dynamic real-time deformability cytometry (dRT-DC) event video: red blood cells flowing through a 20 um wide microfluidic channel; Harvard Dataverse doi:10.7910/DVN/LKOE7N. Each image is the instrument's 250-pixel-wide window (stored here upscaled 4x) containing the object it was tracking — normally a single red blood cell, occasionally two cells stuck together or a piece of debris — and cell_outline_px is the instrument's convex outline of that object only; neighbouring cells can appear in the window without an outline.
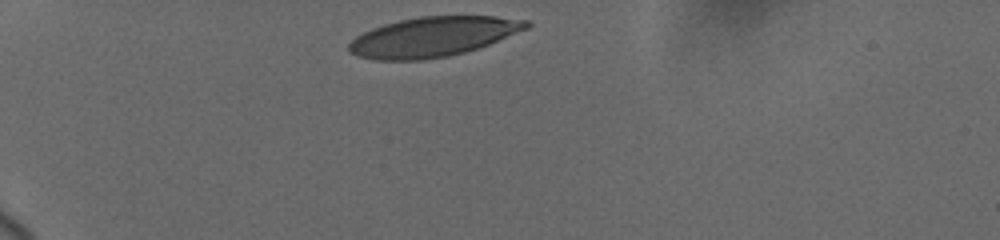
{"species": "human", "species_latin": "Homo sapiens", "temperature_condition": "cold", "stored_images_in_passage": 7, "camera_frame_rate_fps": 3000, "um_per_image_px": 0.085, "donor": {"sex": "female"}, "frame": {"image": 1, "passage_image": 1, "time_ms": 0.0, "image_size_px": [1000, 240], "cell_outline_px": [[532, 24], [528, 28], [488, 44], [464, 52], [448, 56], [424, 60], [376, 60], [356, 56], [348, 52], [348, 44], [356, 36], [372, 28], [384, 24], [400, 20], [420, 16], [492, 16], [528, 20]], "centroid_in_image_um": [36.77, 3.13], "position_along_channel_um": 48.2, "area_um2": 41.04}}
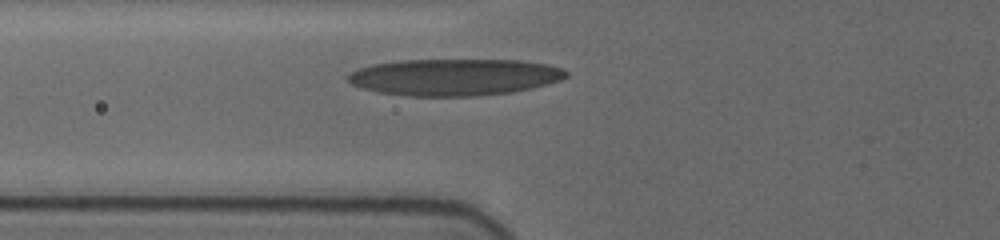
{"frame": {"image": 2, "passage_image": 5, "time_ms": 2.333, "image_size_px": [1000, 240], "cell_outline_px": [[568, 76], [560, 80], [548, 84], [532, 88], [512, 92], [476, 96], [408, 96], [380, 92], [364, 88], [352, 84], [344, 76], [360, 68], [376, 64], [400, 60], [520, 60], [548, 64], [564, 68], [568, 72]], "centroid_in_image_um": [38.68, 6.55], "position_along_channel_um": 87.1, "area_um2": 46.76}}
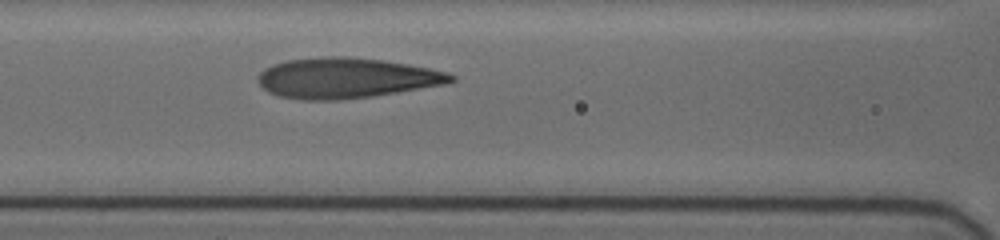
{"frame": {"image": 3, "passage_image": 7, "time_ms": 3.667, "image_size_px": [1000, 240], "cell_outline_px": [[456, 80], [448, 84], [372, 96], [336, 100], [300, 100], [280, 96], [268, 92], [256, 80], [256, 76], [264, 68], [272, 64], [288, 60], [324, 56], [344, 56], [380, 60], [408, 64], [448, 72], [456, 76]], "centroid_in_image_um": [29.42, 6.63], "position_along_channel_um": 137.2, "area_um2": 45.55}}